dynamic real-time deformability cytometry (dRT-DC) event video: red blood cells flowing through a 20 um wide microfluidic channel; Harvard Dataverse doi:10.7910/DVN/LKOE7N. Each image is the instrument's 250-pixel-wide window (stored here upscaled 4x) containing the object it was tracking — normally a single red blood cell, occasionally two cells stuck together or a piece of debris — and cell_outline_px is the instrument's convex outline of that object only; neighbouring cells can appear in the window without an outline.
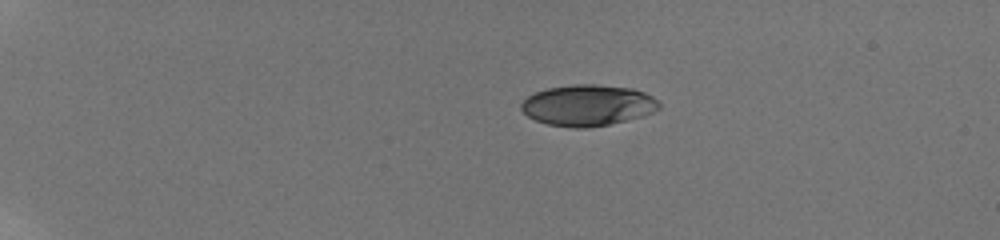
{"species": "human", "species_latin": "Homo sapiens", "temperature_condition": "room temperature", "stored_images_in_passage": 37, "camera_frame_rate_fps": 3000, "um_per_image_px": 0.085, "donor": {"sex": "male"}, "frame": {"image": 1, "passage_image": 2, "time_ms": 0.667, "image_size_px": [1000, 240], "cell_outline_px": [[660, 108], [644, 116], [608, 124], [588, 128], [572, 128], [548, 124], [536, 120], [528, 116], [520, 108], [520, 104], [528, 96], [536, 92], [548, 88], [572, 84], [596, 84], [632, 88], [644, 92], [652, 96], [660, 104]], "centroid_in_image_um": [49.96, 8.95], "position_along_channel_um": 35.0, "area_um2": 33.0}}
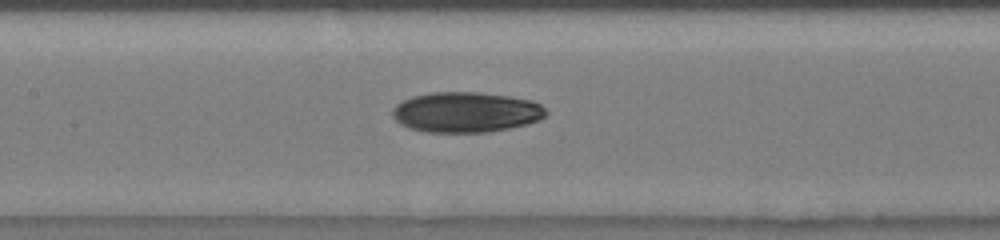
{"frame": {"image": 2, "passage_image": 17, "time_ms": 6.667, "image_size_px": [1000, 240], "cell_outline_px": [[548, 112], [540, 120], [528, 124], [488, 132], [424, 132], [408, 128], [400, 124], [392, 116], [392, 108], [396, 104], [412, 96], [428, 92], [476, 92], [508, 96], [532, 100], [540, 104]], "centroid_in_image_um": [39.58, 9.53], "position_along_channel_um": 167.8, "area_um2": 36.3}}
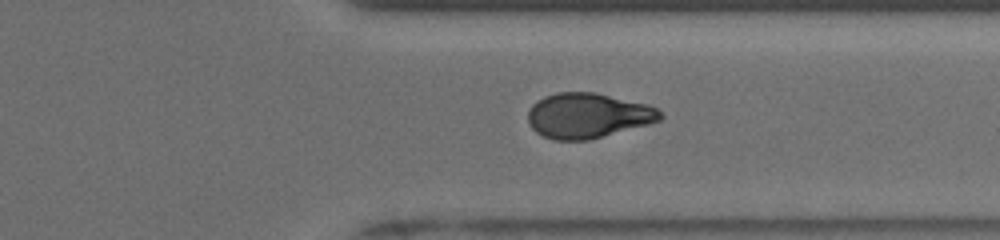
{"frame": {"image": 3, "passage_image": 32, "time_ms": 11.667, "image_size_px": [1000, 240], "cell_outline_px": [[664, 116], [660, 120], [648, 124], [588, 140], [552, 140], [536, 132], [532, 128], [528, 120], [528, 112], [532, 104], [544, 96], [556, 92], [596, 92], [648, 104], [656, 108]], "centroid_in_image_um": [49.96, 9.81], "position_along_channel_um": 361.4, "area_um2": 34.74}, "authors_computed_cell_mechanics": {"area_um2": 34.7956, "velocity_mm_per_s": 3.869, "shape_relaxation_time_tau1_ms": 7.3475, "shape_relaxation_time_tau2_ms": 3.5453, "deformation_change_tau1": 0.1889, "deformation_change_tau2": 0.0898}}